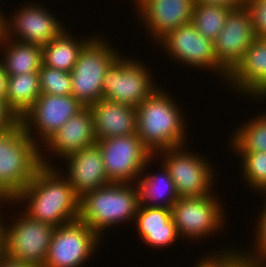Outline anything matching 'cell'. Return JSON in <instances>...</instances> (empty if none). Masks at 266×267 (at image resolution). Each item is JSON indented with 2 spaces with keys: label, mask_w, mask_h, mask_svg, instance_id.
I'll list each match as a JSON object with an SVG mask.
<instances>
[{
  "label": "cell",
  "mask_w": 266,
  "mask_h": 267,
  "mask_svg": "<svg viewBox=\"0 0 266 267\" xmlns=\"http://www.w3.org/2000/svg\"><path fill=\"white\" fill-rule=\"evenodd\" d=\"M100 243V237L80 219L58 226L43 267H81Z\"/></svg>",
  "instance_id": "7c38bea8"
},
{
  "label": "cell",
  "mask_w": 266,
  "mask_h": 267,
  "mask_svg": "<svg viewBox=\"0 0 266 267\" xmlns=\"http://www.w3.org/2000/svg\"><path fill=\"white\" fill-rule=\"evenodd\" d=\"M40 95L39 72L8 76L6 102L20 120Z\"/></svg>",
  "instance_id": "d4e9b609"
},
{
  "label": "cell",
  "mask_w": 266,
  "mask_h": 267,
  "mask_svg": "<svg viewBox=\"0 0 266 267\" xmlns=\"http://www.w3.org/2000/svg\"><path fill=\"white\" fill-rule=\"evenodd\" d=\"M91 38H81L78 41L64 29L56 38L42 47L43 64L50 68L71 72L80 50Z\"/></svg>",
  "instance_id": "cb8c5ba5"
},
{
  "label": "cell",
  "mask_w": 266,
  "mask_h": 267,
  "mask_svg": "<svg viewBox=\"0 0 266 267\" xmlns=\"http://www.w3.org/2000/svg\"><path fill=\"white\" fill-rule=\"evenodd\" d=\"M96 144L100 147L105 172L111 183H136L152 163L150 161L156 159L137 133L98 140Z\"/></svg>",
  "instance_id": "ba28073f"
},
{
  "label": "cell",
  "mask_w": 266,
  "mask_h": 267,
  "mask_svg": "<svg viewBox=\"0 0 266 267\" xmlns=\"http://www.w3.org/2000/svg\"><path fill=\"white\" fill-rule=\"evenodd\" d=\"M92 110L83 107L72 116L43 146L44 152L50 150L52 156L60 159L96 144ZM54 153V154H53Z\"/></svg>",
  "instance_id": "ac0fdd59"
},
{
  "label": "cell",
  "mask_w": 266,
  "mask_h": 267,
  "mask_svg": "<svg viewBox=\"0 0 266 267\" xmlns=\"http://www.w3.org/2000/svg\"><path fill=\"white\" fill-rule=\"evenodd\" d=\"M255 39L247 8L231 9L223 29L214 40V51L218 62L230 72L243 58Z\"/></svg>",
  "instance_id": "9a60e30c"
},
{
  "label": "cell",
  "mask_w": 266,
  "mask_h": 267,
  "mask_svg": "<svg viewBox=\"0 0 266 267\" xmlns=\"http://www.w3.org/2000/svg\"><path fill=\"white\" fill-rule=\"evenodd\" d=\"M241 172L246 184L255 192L266 194V152L238 153Z\"/></svg>",
  "instance_id": "83f0119b"
},
{
  "label": "cell",
  "mask_w": 266,
  "mask_h": 267,
  "mask_svg": "<svg viewBox=\"0 0 266 267\" xmlns=\"http://www.w3.org/2000/svg\"><path fill=\"white\" fill-rule=\"evenodd\" d=\"M161 164L160 174L149 173L145 175L143 171V174H141L139 180H137L136 185L139 191V205L171 209L178 200L179 196L169 171L163 163Z\"/></svg>",
  "instance_id": "603a6c76"
},
{
  "label": "cell",
  "mask_w": 266,
  "mask_h": 267,
  "mask_svg": "<svg viewBox=\"0 0 266 267\" xmlns=\"http://www.w3.org/2000/svg\"><path fill=\"white\" fill-rule=\"evenodd\" d=\"M159 43L165 54L180 65L214 71V74L222 75L223 82H227L229 72L216 58L214 41L200 34L191 22L170 31Z\"/></svg>",
  "instance_id": "8fae6325"
},
{
  "label": "cell",
  "mask_w": 266,
  "mask_h": 267,
  "mask_svg": "<svg viewBox=\"0 0 266 267\" xmlns=\"http://www.w3.org/2000/svg\"><path fill=\"white\" fill-rule=\"evenodd\" d=\"M41 93L49 95H71L72 79L70 72L50 68L42 64L39 70Z\"/></svg>",
  "instance_id": "f1b7e54d"
},
{
  "label": "cell",
  "mask_w": 266,
  "mask_h": 267,
  "mask_svg": "<svg viewBox=\"0 0 266 267\" xmlns=\"http://www.w3.org/2000/svg\"><path fill=\"white\" fill-rule=\"evenodd\" d=\"M147 68L133 57L121 55L104 76L103 99L138 107L158 87Z\"/></svg>",
  "instance_id": "52a82bcc"
},
{
  "label": "cell",
  "mask_w": 266,
  "mask_h": 267,
  "mask_svg": "<svg viewBox=\"0 0 266 267\" xmlns=\"http://www.w3.org/2000/svg\"><path fill=\"white\" fill-rule=\"evenodd\" d=\"M171 96L157 88L136 107V133L155 156L162 150L186 146L188 140L184 113Z\"/></svg>",
  "instance_id": "7a4b0ae2"
},
{
  "label": "cell",
  "mask_w": 266,
  "mask_h": 267,
  "mask_svg": "<svg viewBox=\"0 0 266 267\" xmlns=\"http://www.w3.org/2000/svg\"><path fill=\"white\" fill-rule=\"evenodd\" d=\"M41 166L32 181L13 200L0 203L19 204L32 219L58 227L79 219L80 196L74 191L62 168ZM58 169V170H57Z\"/></svg>",
  "instance_id": "6da1fadb"
},
{
  "label": "cell",
  "mask_w": 266,
  "mask_h": 267,
  "mask_svg": "<svg viewBox=\"0 0 266 267\" xmlns=\"http://www.w3.org/2000/svg\"><path fill=\"white\" fill-rule=\"evenodd\" d=\"M141 26L158 42L170 31L191 22L193 0H134ZM139 13V14H138ZM145 23V24H144ZM143 24V25H142ZM149 30V31H148Z\"/></svg>",
  "instance_id": "2e32d148"
},
{
  "label": "cell",
  "mask_w": 266,
  "mask_h": 267,
  "mask_svg": "<svg viewBox=\"0 0 266 267\" xmlns=\"http://www.w3.org/2000/svg\"><path fill=\"white\" fill-rule=\"evenodd\" d=\"M63 159L68 163L65 177L80 197L89 190L111 184L97 144L74 152Z\"/></svg>",
  "instance_id": "d6986e66"
},
{
  "label": "cell",
  "mask_w": 266,
  "mask_h": 267,
  "mask_svg": "<svg viewBox=\"0 0 266 267\" xmlns=\"http://www.w3.org/2000/svg\"><path fill=\"white\" fill-rule=\"evenodd\" d=\"M90 108L97 141L136 133V107L102 98Z\"/></svg>",
  "instance_id": "ffe728a7"
},
{
  "label": "cell",
  "mask_w": 266,
  "mask_h": 267,
  "mask_svg": "<svg viewBox=\"0 0 266 267\" xmlns=\"http://www.w3.org/2000/svg\"><path fill=\"white\" fill-rule=\"evenodd\" d=\"M0 210H2L1 206H0ZM2 213L0 212V258L4 255V242H3V225L5 222L2 218Z\"/></svg>",
  "instance_id": "8d00e7d4"
},
{
  "label": "cell",
  "mask_w": 266,
  "mask_h": 267,
  "mask_svg": "<svg viewBox=\"0 0 266 267\" xmlns=\"http://www.w3.org/2000/svg\"><path fill=\"white\" fill-rule=\"evenodd\" d=\"M0 8V33L2 32L3 10Z\"/></svg>",
  "instance_id": "f35d334b"
},
{
  "label": "cell",
  "mask_w": 266,
  "mask_h": 267,
  "mask_svg": "<svg viewBox=\"0 0 266 267\" xmlns=\"http://www.w3.org/2000/svg\"><path fill=\"white\" fill-rule=\"evenodd\" d=\"M227 84L247 98H266V38H256L229 72ZM232 84V86H231ZM260 97V98H259Z\"/></svg>",
  "instance_id": "e0dca14e"
},
{
  "label": "cell",
  "mask_w": 266,
  "mask_h": 267,
  "mask_svg": "<svg viewBox=\"0 0 266 267\" xmlns=\"http://www.w3.org/2000/svg\"><path fill=\"white\" fill-rule=\"evenodd\" d=\"M26 4L18 8L12 14L14 16L11 15L12 18L6 19L3 14L1 33L5 37L43 47L65 29L59 19L43 6L35 3Z\"/></svg>",
  "instance_id": "5bb4252c"
},
{
  "label": "cell",
  "mask_w": 266,
  "mask_h": 267,
  "mask_svg": "<svg viewBox=\"0 0 266 267\" xmlns=\"http://www.w3.org/2000/svg\"><path fill=\"white\" fill-rule=\"evenodd\" d=\"M138 206L136 183H111L89 190L80 197L79 219L102 239V231L134 220Z\"/></svg>",
  "instance_id": "277c9868"
},
{
  "label": "cell",
  "mask_w": 266,
  "mask_h": 267,
  "mask_svg": "<svg viewBox=\"0 0 266 267\" xmlns=\"http://www.w3.org/2000/svg\"><path fill=\"white\" fill-rule=\"evenodd\" d=\"M83 107L73 95L41 93L32 108L22 117L20 122L33 141L39 147H43L41 144H44ZM37 136L38 138L41 136L40 139H37Z\"/></svg>",
  "instance_id": "4fadbf2b"
},
{
  "label": "cell",
  "mask_w": 266,
  "mask_h": 267,
  "mask_svg": "<svg viewBox=\"0 0 266 267\" xmlns=\"http://www.w3.org/2000/svg\"><path fill=\"white\" fill-rule=\"evenodd\" d=\"M43 153L21 122L0 133V201L13 200L41 166H55Z\"/></svg>",
  "instance_id": "3957f363"
},
{
  "label": "cell",
  "mask_w": 266,
  "mask_h": 267,
  "mask_svg": "<svg viewBox=\"0 0 266 267\" xmlns=\"http://www.w3.org/2000/svg\"><path fill=\"white\" fill-rule=\"evenodd\" d=\"M0 60L8 76L39 72L43 64V50L36 44H27L5 37L0 33ZM4 57V58H3Z\"/></svg>",
  "instance_id": "7402d4cb"
},
{
  "label": "cell",
  "mask_w": 266,
  "mask_h": 267,
  "mask_svg": "<svg viewBox=\"0 0 266 267\" xmlns=\"http://www.w3.org/2000/svg\"><path fill=\"white\" fill-rule=\"evenodd\" d=\"M98 36L83 46L70 72L72 93L84 107H90L102 96L103 79L110 66L121 56L119 50ZM120 54V55H119Z\"/></svg>",
  "instance_id": "5b68a950"
},
{
  "label": "cell",
  "mask_w": 266,
  "mask_h": 267,
  "mask_svg": "<svg viewBox=\"0 0 266 267\" xmlns=\"http://www.w3.org/2000/svg\"><path fill=\"white\" fill-rule=\"evenodd\" d=\"M194 4H221L231 9L242 8L246 6L247 0H193Z\"/></svg>",
  "instance_id": "836d02e7"
},
{
  "label": "cell",
  "mask_w": 266,
  "mask_h": 267,
  "mask_svg": "<svg viewBox=\"0 0 266 267\" xmlns=\"http://www.w3.org/2000/svg\"><path fill=\"white\" fill-rule=\"evenodd\" d=\"M220 252L210 253L208 256L202 257L201 260L192 267H235L241 260L240 249H233L229 247Z\"/></svg>",
  "instance_id": "4dcf8cb0"
},
{
  "label": "cell",
  "mask_w": 266,
  "mask_h": 267,
  "mask_svg": "<svg viewBox=\"0 0 266 267\" xmlns=\"http://www.w3.org/2000/svg\"><path fill=\"white\" fill-rule=\"evenodd\" d=\"M3 225L4 256L11 260L43 267L55 227L30 218L26 213ZM8 225V227L6 226Z\"/></svg>",
  "instance_id": "8992f818"
},
{
  "label": "cell",
  "mask_w": 266,
  "mask_h": 267,
  "mask_svg": "<svg viewBox=\"0 0 266 267\" xmlns=\"http://www.w3.org/2000/svg\"><path fill=\"white\" fill-rule=\"evenodd\" d=\"M20 123V119L8 107L4 99H0V133L16 127Z\"/></svg>",
  "instance_id": "d6a6232c"
},
{
  "label": "cell",
  "mask_w": 266,
  "mask_h": 267,
  "mask_svg": "<svg viewBox=\"0 0 266 267\" xmlns=\"http://www.w3.org/2000/svg\"><path fill=\"white\" fill-rule=\"evenodd\" d=\"M245 7L250 13L256 38H266V0H247Z\"/></svg>",
  "instance_id": "1f68e13d"
},
{
  "label": "cell",
  "mask_w": 266,
  "mask_h": 267,
  "mask_svg": "<svg viewBox=\"0 0 266 267\" xmlns=\"http://www.w3.org/2000/svg\"><path fill=\"white\" fill-rule=\"evenodd\" d=\"M235 267H258V266L246 263L243 260H241Z\"/></svg>",
  "instance_id": "74e56055"
},
{
  "label": "cell",
  "mask_w": 266,
  "mask_h": 267,
  "mask_svg": "<svg viewBox=\"0 0 266 267\" xmlns=\"http://www.w3.org/2000/svg\"><path fill=\"white\" fill-rule=\"evenodd\" d=\"M248 121L230 136V149L235 153L266 152V112Z\"/></svg>",
  "instance_id": "484cf974"
},
{
  "label": "cell",
  "mask_w": 266,
  "mask_h": 267,
  "mask_svg": "<svg viewBox=\"0 0 266 267\" xmlns=\"http://www.w3.org/2000/svg\"><path fill=\"white\" fill-rule=\"evenodd\" d=\"M263 206L261 213L256 218L258 221L256 222L257 226H255L257 228H254L256 229L254 234L256 240L253 241V243L255 242L254 245L256 244L255 249L253 248L254 251H240L244 262L258 267H266V200Z\"/></svg>",
  "instance_id": "f546056e"
},
{
  "label": "cell",
  "mask_w": 266,
  "mask_h": 267,
  "mask_svg": "<svg viewBox=\"0 0 266 267\" xmlns=\"http://www.w3.org/2000/svg\"><path fill=\"white\" fill-rule=\"evenodd\" d=\"M186 149L183 146L156 153L169 171L178 196L201 197L215 193L213 190L216 176L214 167L209 164L208 159L205 160V156L203 158L201 154H196V152L194 154L190 149L189 151Z\"/></svg>",
  "instance_id": "9c48e42d"
},
{
  "label": "cell",
  "mask_w": 266,
  "mask_h": 267,
  "mask_svg": "<svg viewBox=\"0 0 266 267\" xmlns=\"http://www.w3.org/2000/svg\"><path fill=\"white\" fill-rule=\"evenodd\" d=\"M0 267H34L30 264H25L22 262H18L15 260H11L9 258H7L6 256H2L0 258Z\"/></svg>",
  "instance_id": "d590c367"
},
{
  "label": "cell",
  "mask_w": 266,
  "mask_h": 267,
  "mask_svg": "<svg viewBox=\"0 0 266 267\" xmlns=\"http://www.w3.org/2000/svg\"><path fill=\"white\" fill-rule=\"evenodd\" d=\"M133 224L142 241L152 248H168L180 238L170 208L139 205Z\"/></svg>",
  "instance_id": "44dd1931"
},
{
  "label": "cell",
  "mask_w": 266,
  "mask_h": 267,
  "mask_svg": "<svg viewBox=\"0 0 266 267\" xmlns=\"http://www.w3.org/2000/svg\"><path fill=\"white\" fill-rule=\"evenodd\" d=\"M231 8L221 4H194L191 23L204 37L214 41L224 27Z\"/></svg>",
  "instance_id": "4316f807"
},
{
  "label": "cell",
  "mask_w": 266,
  "mask_h": 267,
  "mask_svg": "<svg viewBox=\"0 0 266 267\" xmlns=\"http://www.w3.org/2000/svg\"><path fill=\"white\" fill-rule=\"evenodd\" d=\"M7 78L5 68L3 63L0 61V99H4L6 101L7 94Z\"/></svg>",
  "instance_id": "e575fe53"
},
{
  "label": "cell",
  "mask_w": 266,
  "mask_h": 267,
  "mask_svg": "<svg viewBox=\"0 0 266 267\" xmlns=\"http://www.w3.org/2000/svg\"><path fill=\"white\" fill-rule=\"evenodd\" d=\"M220 201L214 193L201 197H179L171 207L179 236L186 237L187 241H197L219 232L226 217Z\"/></svg>",
  "instance_id": "30bf717a"
}]
</instances>
